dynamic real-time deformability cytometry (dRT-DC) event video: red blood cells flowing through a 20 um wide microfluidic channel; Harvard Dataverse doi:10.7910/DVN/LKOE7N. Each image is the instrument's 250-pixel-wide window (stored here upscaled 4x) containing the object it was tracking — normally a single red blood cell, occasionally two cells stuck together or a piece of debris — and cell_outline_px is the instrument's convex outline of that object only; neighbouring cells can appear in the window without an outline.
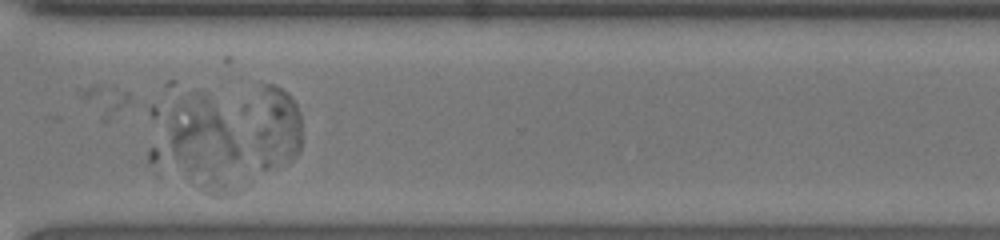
{"species": "human", "species_latin": "Homo sapiens", "temperature_condition": "room temperature", "stored_images_in_passage": 41, "segment_of_instrument_passage": [2, 3], "camera_frame_rate_fps": 3000, "um_per_image_px": 0.085, "donor": {"sex": "female"}, "frame": {"image": 1, "passage_image": 28, "time_ms": 9.0, "image_size_px": [1000, 240], "cell_outline_px": [[248, 184], [244, 188], [232, 196], [212, 196], [196, 188], [148, 160], [148, 108], [152, 104], [200, 88], [208, 96], [220, 116], [236, 144], [240, 152]], "centroid_in_image_um": [16.6, 12.27], "position_along_channel_um": 354.0, "area_um2": 53.0}}